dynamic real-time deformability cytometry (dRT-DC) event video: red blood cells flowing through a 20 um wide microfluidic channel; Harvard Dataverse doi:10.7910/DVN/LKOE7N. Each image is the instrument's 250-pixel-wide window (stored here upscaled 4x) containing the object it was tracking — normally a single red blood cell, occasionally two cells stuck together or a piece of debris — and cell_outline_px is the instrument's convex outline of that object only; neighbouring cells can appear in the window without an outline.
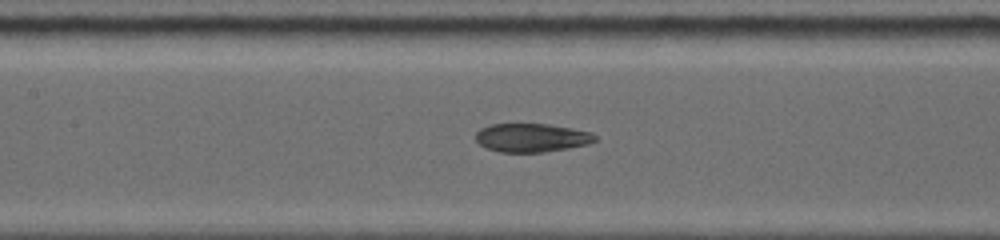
{"species": "common noctule bat (a hibernating species)", "species_latin": "Nyctalus noctula", "temperature_condition": "warm", "stored_images_in_passage": 88, "camera_frame_rate_fps": 5000, "um_per_image_px": 0.085, "animal": {"sex": "female", "body_mass_g": 19.0, "forearm_length_mm": 53.3}, "frame": {"image": 1, "passage_image": 33, "time_ms": 5.0, "image_size_px": [1000, 240], "cell_outline_px": [[596, 140], [588, 144], [568, 148], [544, 152], [500, 152], [488, 148], [480, 144], [476, 140], [476, 132], [480, 128], [492, 124], [548, 124], [572, 128], [592, 132], [596, 136]], "centroid_in_image_um": [45.2, 11.7], "position_along_channel_um": 162.2, "area_um2": 19.83}}
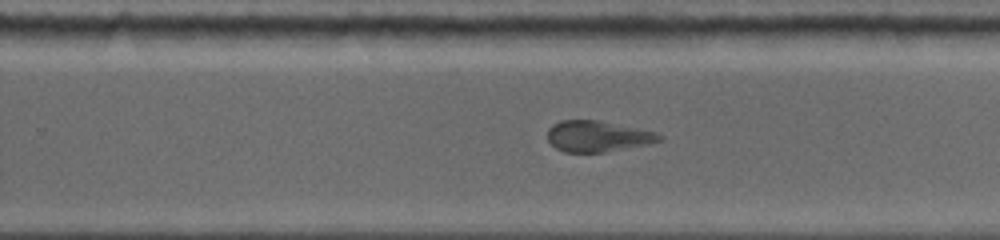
{"frame": {"image": 2, "passage_image": 51, "time_ms": 8.0, "image_size_px": [1000, 240], "cell_outline_px": [[664, 140], [648, 144], [604, 152], [564, 152], [556, 148], [548, 140], [548, 128], [552, 124], [560, 120], [596, 120], [656, 132], [664, 136]], "centroid_in_image_um": [50.8, 11.58], "position_along_channel_um": 279.0, "area_um2": 20.11}}
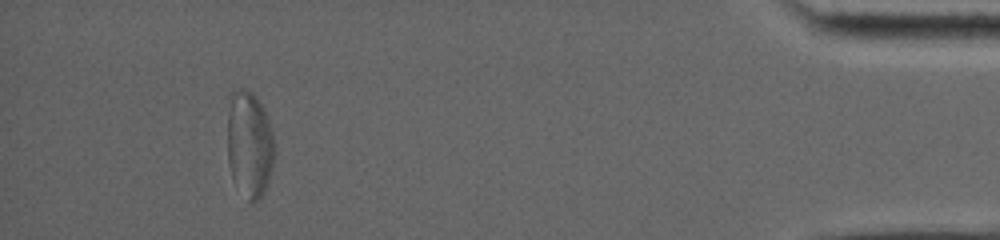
{"frame": {"image": 3, "passage_image": 87, "time_ms": 13.6, "image_size_px": [1000, 240], "cell_outline_px": [[272, 168], [268, 180], [260, 196], [256, 200], [248, 200], [232, 180], [228, 164], [228, 96], [240, 88], [244, 88], [252, 92], [260, 104], [264, 112], [272, 132]], "centroid_in_image_um": [21.14, 12.23], "position_along_channel_um": 414.1, "area_um2": 28.55}, "authors_computed_cell_mechanics": {"area_um2": 22.4264, "velocity_mm_per_s": 3.9083, "shape_relaxation_time_tau1_ms": null, "shape_relaxation_time_tau2_ms": 2.8115, "deformation_change_tau1": null, "deformation_change_tau2": 0.1034}}